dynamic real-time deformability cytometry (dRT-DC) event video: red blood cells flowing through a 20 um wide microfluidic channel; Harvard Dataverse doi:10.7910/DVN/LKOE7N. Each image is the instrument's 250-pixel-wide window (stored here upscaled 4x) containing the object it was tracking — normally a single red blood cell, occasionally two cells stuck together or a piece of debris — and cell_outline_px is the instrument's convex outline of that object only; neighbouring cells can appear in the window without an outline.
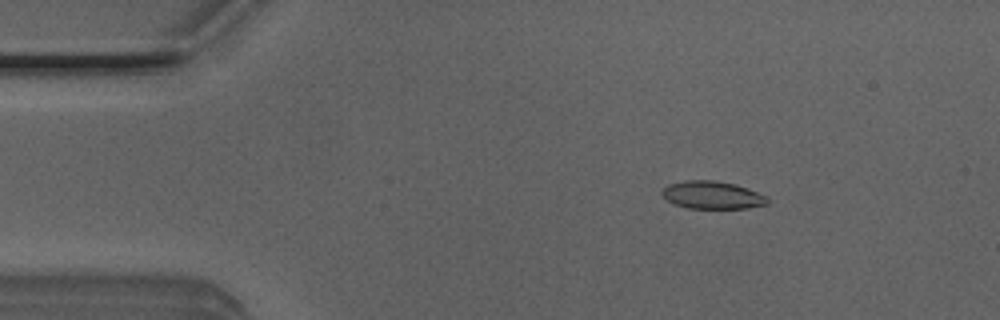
{"species": "Egyptian fruit bat (a non-hibernating species)", "species_latin": "Rousettus aegyptiacus", "temperature_condition": "room temperature", "stored_images_in_passage": 51, "camera_frame_rate_fps": 3000, "um_per_image_px": 0.085, "animal": {"sex": "male"}, "frame": {"image": 1, "passage_image": 8, "time_ms": 2.333, "image_size_px": [1000, 320], "cell_outline_px": [[768, 204], [748, 208], [688, 208], [676, 204], [668, 200], [660, 192], [668, 184], [684, 180], [712, 180], [736, 184], [748, 188], [768, 196]], "centroid_in_image_um": [60.57, 16.57], "position_along_channel_um": 24.4, "area_um2": 17.05}}
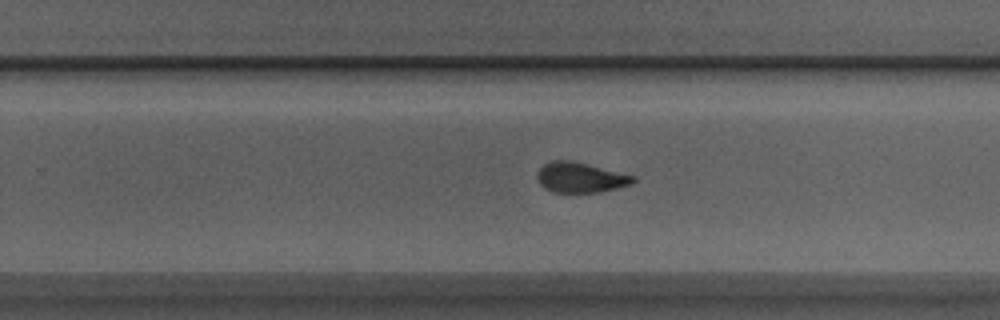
{"frame": {"image": 2, "passage_image": 32, "time_ms": 10.333, "image_size_px": [1000, 320], "cell_outline_px": [[636, 180], [632, 184], [600, 192], [552, 192], [544, 188], [540, 184], [536, 176], [536, 172], [544, 164], [552, 160], [572, 160], [636, 176]], "centroid_in_image_um": [49.32, 15.08], "position_along_channel_um": 280.5, "area_um2": 16.99}}
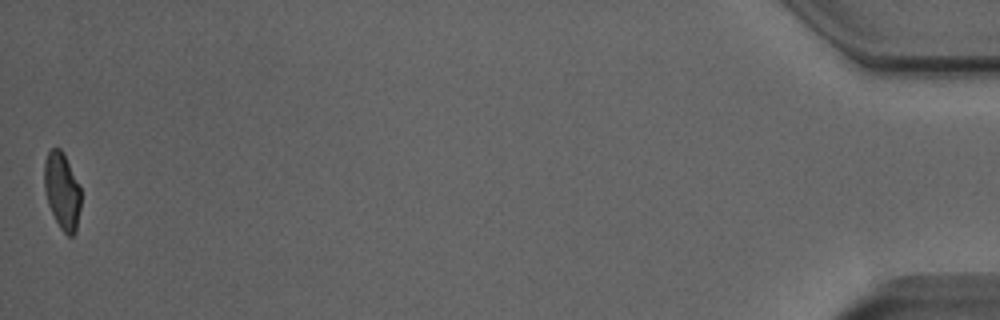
{"frame": {"image": 3, "passage_image": 51, "time_ms": 16.667, "image_size_px": [1000, 320], "cell_outline_px": [[80, 208], [76, 232], [72, 236], [68, 236], [60, 228], [48, 204], [44, 188], [44, 160], [48, 152], [52, 148], [60, 148], [80, 188]], "centroid_in_image_um": [5.26, 16.26], "position_along_channel_um": 429.9, "area_um2": 16.07}, "authors_computed_cell_mechanics": {"area_um2": 17.2822, "velocity_mm_per_s": 4.0012, "shape_relaxation_time_tau1_ms": 4.1618, "shape_relaxation_time_tau2_ms": 1.2232, "deformation_change_tau1": 0.171, "deformation_change_tau2": 0.0752}}